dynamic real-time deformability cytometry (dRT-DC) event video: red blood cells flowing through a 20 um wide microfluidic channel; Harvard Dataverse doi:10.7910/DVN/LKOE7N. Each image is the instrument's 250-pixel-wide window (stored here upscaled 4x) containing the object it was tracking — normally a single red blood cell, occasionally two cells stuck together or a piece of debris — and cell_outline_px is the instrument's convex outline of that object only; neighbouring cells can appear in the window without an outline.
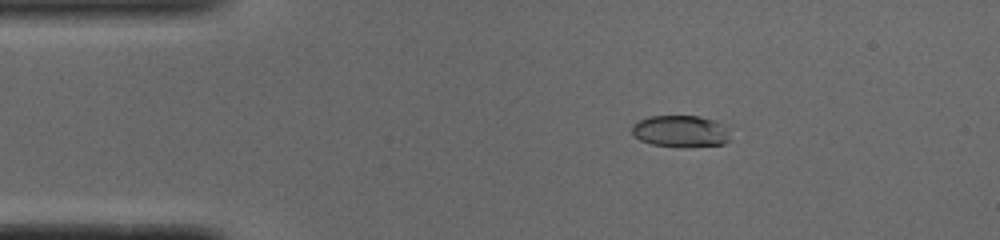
{"species": "common noctule bat (a hibernating species)", "species_latin": "Nyctalus noctula", "temperature_condition": "cold", "stored_images_in_passage": 44, "camera_frame_rate_fps": 3000, "um_per_image_px": 0.085, "animal": {"sex": "male", "body_mass_g": 19.0, "forearm_length_mm": 50.8}, "frame": {"image": 1, "passage_image": 1, "time_ms": 0.0, "image_size_px": [1000, 240], "cell_outline_px": [[728, 140], [724, 144], [652, 144], [640, 140], [632, 132], [632, 124], [636, 120], [648, 116], [700, 116], [716, 120], [724, 124]], "centroid_in_image_um": [57.78, 11.08], "position_along_channel_um": 27.2, "area_um2": 17.34}}
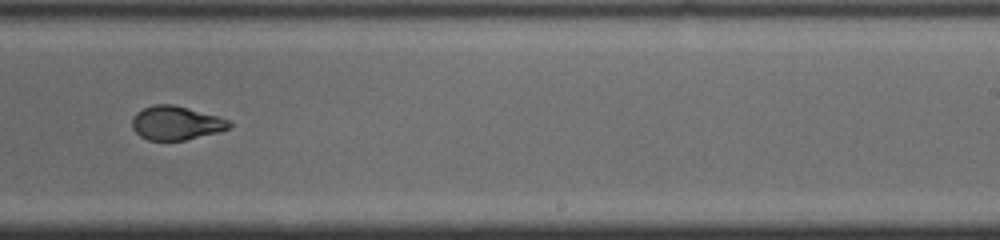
{"frame": {"image": 2, "passage_image": 24, "time_ms": 7.667, "image_size_px": [1000, 240], "cell_outline_px": [[232, 124], [228, 128], [220, 132], [184, 140], [148, 140], [140, 136], [132, 128], [132, 120], [136, 112], [144, 108], [156, 104], [172, 104], [216, 116], [228, 120]], "centroid_in_image_um": [14.94, 10.46], "position_along_channel_um": 274.1, "area_um2": 18.9}}
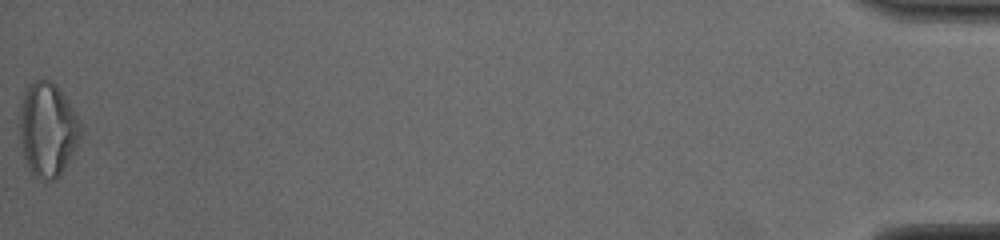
{"frame": {"image": 3, "passage_image": 44, "time_ms": 14.333, "image_size_px": [1000, 240], "cell_outline_px": [[84, 132], [64, 168], [52, 180], [40, 180], [28, 168], [24, 156], [20, 140], [20, 108], [24, 92], [36, 80], [52, 80], [56, 84], [80, 120]], "centroid_in_image_um": [4.06, 11.0], "position_along_channel_um": 431.1, "area_um2": 33.12}, "authors_computed_cell_mechanics": {"area_um2": 19.8543, "velocity_mm_per_s": 3.8961, "shape_relaxation_time_tau1_ms": 10.0524, "shape_relaxation_time_tau2_ms": 1.0821, "deformation_change_tau1": 0.2881, "deformation_change_tau2": 0.0532}}